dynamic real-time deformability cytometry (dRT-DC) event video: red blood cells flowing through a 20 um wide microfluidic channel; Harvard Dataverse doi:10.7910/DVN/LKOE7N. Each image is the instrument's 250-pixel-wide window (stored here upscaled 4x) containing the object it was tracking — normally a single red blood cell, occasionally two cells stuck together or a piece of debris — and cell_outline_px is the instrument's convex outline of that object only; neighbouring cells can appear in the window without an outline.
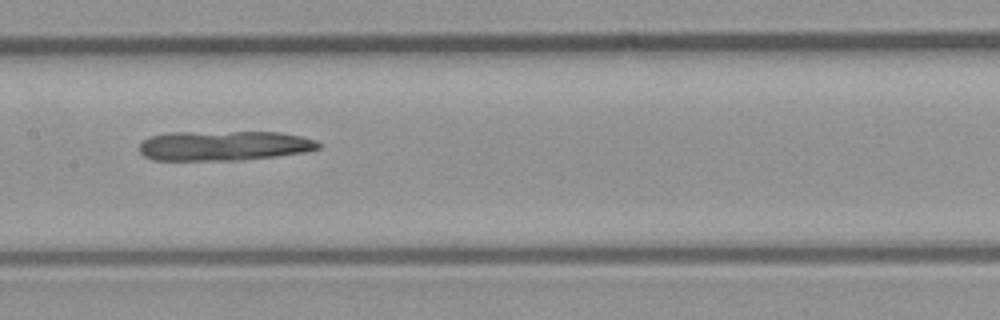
{"species": "common noctule bat (a hibernating species)", "species_latin": "Nyctalus noctula", "temperature_condition": "room temperature", "stored_images_in_passage": 47, "camera_frame_rate_fps": 3000, "um_per_image_px": 0.085, "animal": {"sex": "male", "body_mass_g": 23.1, "forearm_length_mm": 52.7}, "frame": {"image": 1, "passage_image": 25, "time_ms": 8.0, "image_size_px": [1000, 320], "cell_outline_px": [[320, 148], [304, 152], [276, 156], [240, 160], [152, 160], [144, 156], [140, 152], [140, 144], [148, 136], [172, 132], [280, 132], [300, 136], [316, 140], [320, 144]], "centroid_in_image_um": [19.02, 12.38], "position_along_channel_um": 188.4, "area_um2": 31.15}}
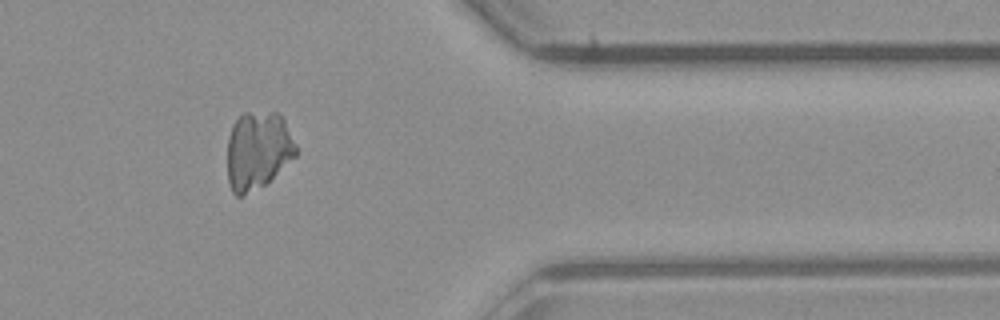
{"frame": {"image": 2, "passage_image": 41, "time_ms": 13.333, "image_size_px": [1000, 320], "cell_outline_px": [[296, 156], [264, 184], [240, 196], [236, 196], [232, 192], [228, 184], [228, 136], [232, 124], [244, 112], [276, 112], [284, 120], [296, 144]], "centroid_in_image_um": [21.9, 12.77], "position_along_channel_um": 389.5, "area_um2": 30.92}}